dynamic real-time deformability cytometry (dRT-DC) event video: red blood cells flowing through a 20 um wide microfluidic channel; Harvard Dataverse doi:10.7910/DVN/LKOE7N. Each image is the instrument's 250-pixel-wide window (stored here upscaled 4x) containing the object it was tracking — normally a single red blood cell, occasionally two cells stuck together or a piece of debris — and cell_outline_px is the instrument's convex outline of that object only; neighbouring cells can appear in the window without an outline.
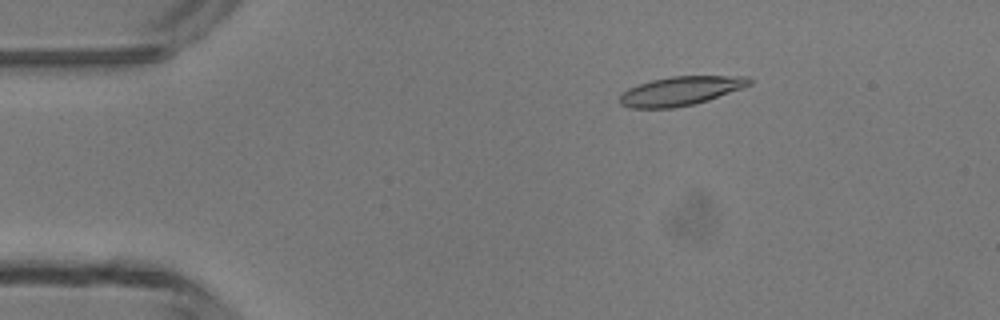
{"species": "common noctule bat (a hibernating species)", "species_latin": "Nyctalus noctula", "temperature_condition": "room temperature", "stored_images_in_passage": 5, "camera_frame_rate_fps": 3000, "um_per_image_px": 0.085, "animal": {"sex": "male", "body_mass_g": 13.3}, "frame": {"image": 1, "passage_image": 3, "time_ms": 2.333, "image_size_px": [1000, 320], "cell_outline_px": [[752, 84], [744, 88], [708, 100], [692, 104], [672, 108], [628, 108], [620, 104], [620, 92], [636, 84], [652, 80], [672, 76], [748, 76], [752, 80]], "centroid_in_image_um": [57.84, 7.72], "position_along_channel_um": 27.2, "area_um2": 22.08}}
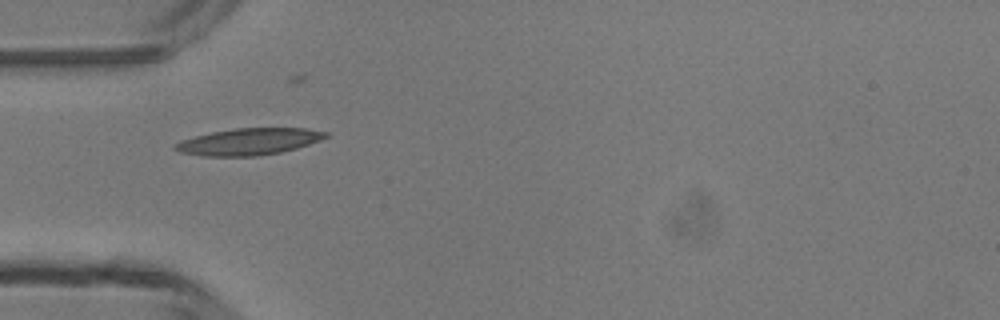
{"frame": {"image": 2, "passage_image": 5, "time_ms": 4.667, "image_size_px": [1000, 320], "cell_outline_px": [[328, 136], [320, 140], [296, 148], [280, 152], [256, 156], [204, 156], [180, 152], [172, 148], [172, 144], [180, 140], [212, 132], [236, 128], [304, 128], [328, 132]], "centroid_in_image_um": [21.12, 12.04], "position_along_channel_um": 63.9, "area_um2": 23.35}}